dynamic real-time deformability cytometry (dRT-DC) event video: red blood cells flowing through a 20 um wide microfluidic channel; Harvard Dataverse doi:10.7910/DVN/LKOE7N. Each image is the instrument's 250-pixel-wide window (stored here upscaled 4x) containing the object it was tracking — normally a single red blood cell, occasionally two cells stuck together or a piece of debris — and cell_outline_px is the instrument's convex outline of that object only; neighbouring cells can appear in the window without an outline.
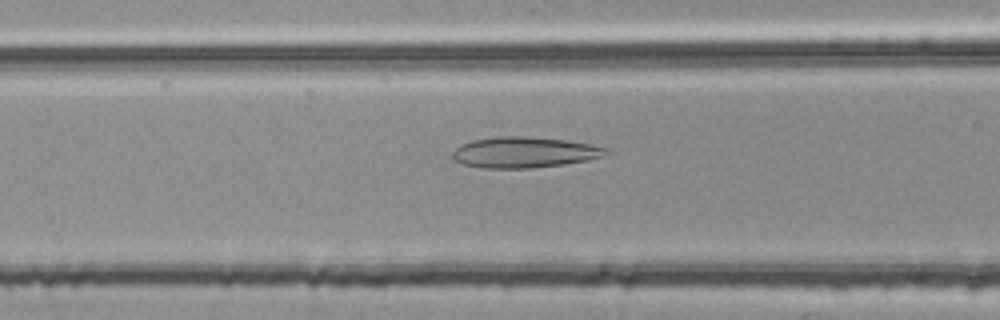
{"species": "common noctule bat (a hibernating species)", "species_latin": "Nyctalus noctula", "temperature_condition": "room temperature", "stored_images_in_passage": 28, "camera_frame_rate_fps": 3000, "um_per_image_px": 0.085, "animal": {"sex": "female", "body_mass_g": 25.1}, "frame": {"image": 1, "passage_image": 16, "time_ms": 5.0, "image_size_px": [1000, 320], "cell_outline_px": [[612, 152], [604, 156], [588, 160], [564, 164], [528, 168], [484, 168], [464, 164], [452, 160], [452, 152], [460, 144], [472, 140], [496, 136], [528, 136], [564, 140], [612, 148]], "centroid_in_image_um": [44.58, 12.94], "position_along_channel_um": 122.0, "area_um2": 27.8}}
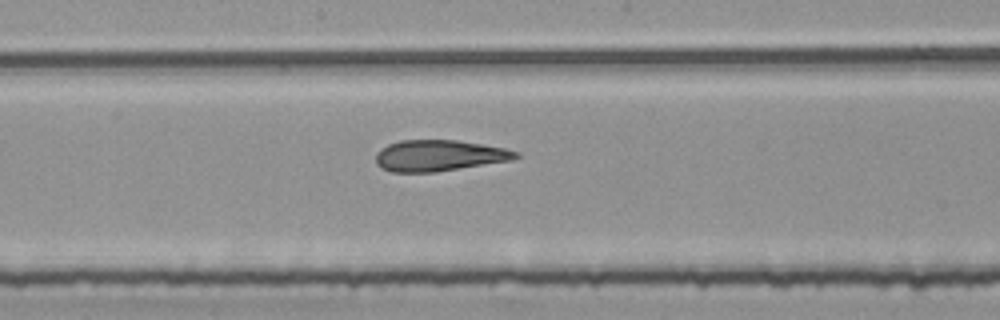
{"frame": {"image": 2, "passage_image": 23, "time_ms": 7.333, "image_size_px": [1000, 320], "cell_outline_px": [[520, 156], [512, 160], [436, 172], [388, 172], [380, 168], [376, 164], [376, 152], [380, 148], [388, 144], [400, 140], [456, 140], [504, 148], [520, 152]], "centroid_in_image_um": [37.28, 13.23], "position_along_channel_um": 210.9, "area_um2": 25.55}}
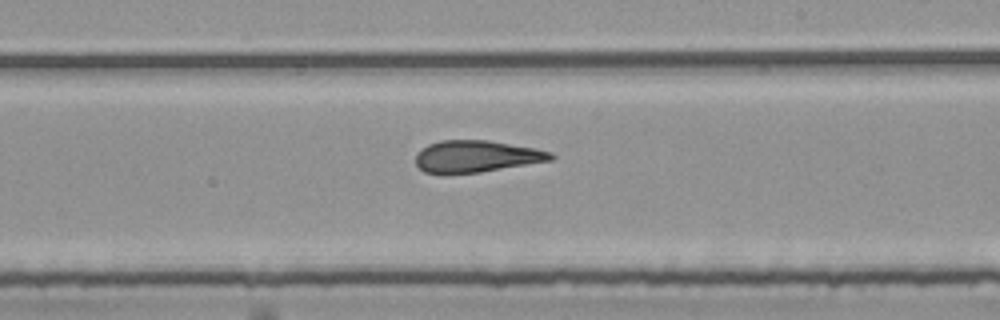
{"frame": {"image": 3, "passage_image": 26, "time_ms": 8.333, "image_size_px": [1000, 320], "cell_outline_px": [[556, 156], [552, 160], [480, 172], [424, 172], [416, 164], [416, 152], [428, 144], [440, 140], [488, 140], [536, 148], [552, 152]], "centroid_in_image_um": [40.52, 13.26], "position_along_channel_um": 248.5, "area_um2": 24.8}}